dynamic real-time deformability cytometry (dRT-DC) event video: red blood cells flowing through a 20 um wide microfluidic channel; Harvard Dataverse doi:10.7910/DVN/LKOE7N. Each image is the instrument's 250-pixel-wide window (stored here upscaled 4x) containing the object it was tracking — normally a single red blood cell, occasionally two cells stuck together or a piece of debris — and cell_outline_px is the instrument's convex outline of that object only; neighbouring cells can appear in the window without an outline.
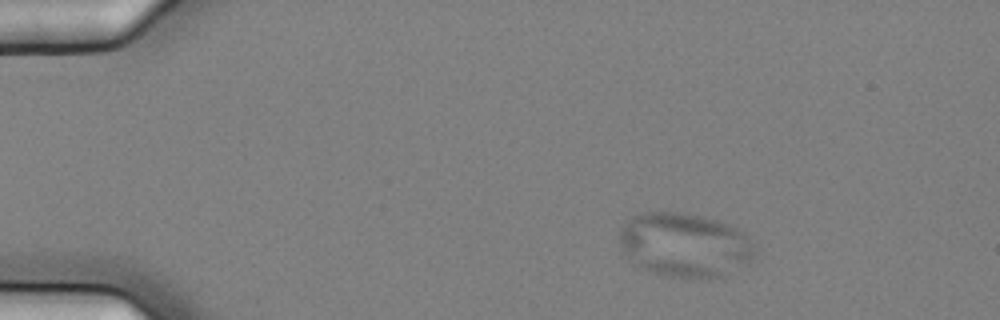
{"species": "common noctule bat (a hibernating species)", "species_latin": "Nyctalus noctula", "temperature_condition": "cold", "stored_images_in_passage": 6, "camera_frame_rate_fps": 3000, "um_per_image_px": 0.085, "animal": {"sex": "female", "body_mass_g": 25.1}, "frame": {"image": 1, "passage_image": 2, "time_ms": 0.333, "image_size_px": [1000, 320], "cell_outline_px": [[756, 252], [752, 260], [720, 276], [668, 276], [648, 272], [640, 268], [624, 256], [616, 240], [620, 228], [632, 216], [644, 212], [676, 212], [700, 216], [716, 220], [728, 224], [744, 232], [748, 236]], "centroid_in_image_um": [58.11, 20.79], "position_along_channel_um": 26.9, "area_um2": 50.52}}